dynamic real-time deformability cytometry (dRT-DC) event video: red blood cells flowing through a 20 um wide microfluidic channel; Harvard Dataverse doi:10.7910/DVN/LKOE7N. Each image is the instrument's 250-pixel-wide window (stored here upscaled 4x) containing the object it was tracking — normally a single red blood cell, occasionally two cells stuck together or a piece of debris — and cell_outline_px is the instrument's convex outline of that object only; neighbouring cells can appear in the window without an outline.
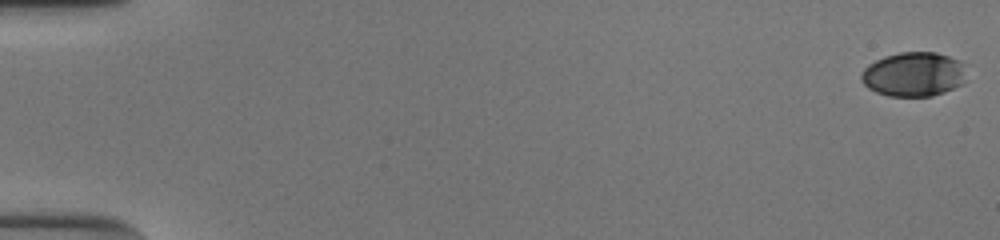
{"species": "human", "species_latin": "Homo sapiens", "temperature_condition": "cold", "stored_images_in_passage": 54, "camera_frame_rate_fps": 3000, "um_per_image_px": 0.085, "donor": {"sex": "male"}, "frame": {"image": 1, "passage_image": 1, "time_ms": 0.0, "image_size_px": [1000, 240], "cell_outline_px": [[968, 80], [964, 84], [944, 92], [932, 96], [888, 96], [876, 92], [868, 88], [860, 80], [860, 72], [868, 64], [884, 56], [900, 52], [936, 52], [960, 60], [964, 64]], "centroid_in_image_um": [77.69, 6.31], "position_along_channel_um": 7.3, "area_um2": 27.74}}
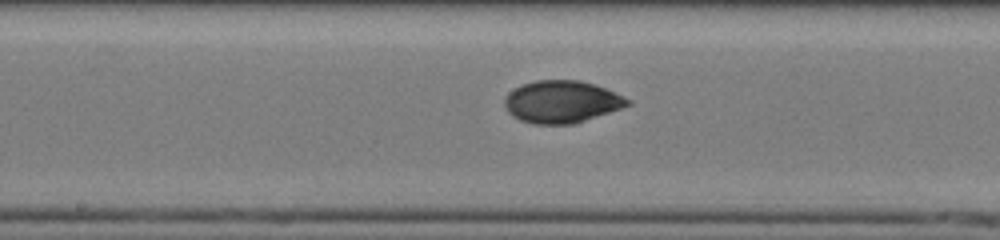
{"frame": {"image": 2, "passage_image": 30, "time_ms": 9.667, "image_size_px": [1000, 240], "cell_outline_px": [[632, 104], [572, 124], [532, 124], [520, 120], [512, 116], [508, 112], [504, 104], [504, 100], [508, 92], [520, 84], [536, 80], [580, 80], [604, 88], [624, 96], [632, 100]], "centroid_in_image_um": [47.7, 8.64], "position_along_channel_um": 200.5, "area_um2": 30.23}}
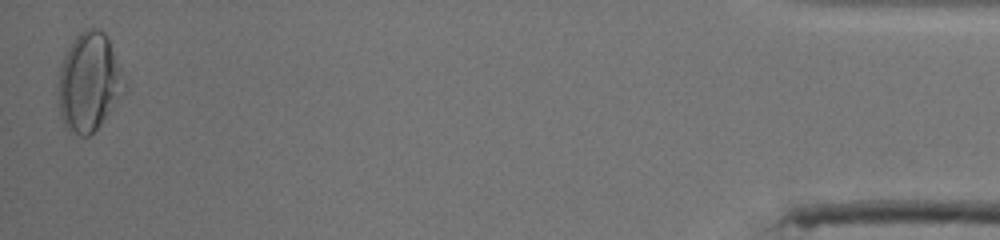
{"frame": {"image": 3, "passage_image": 54, "time_ms": 17.667, "image_size_px": [1000, 240], "cell_outline_px": [[128, 84], [124, 92], [100, 124], [88, 136], [80, 136], [68, 132], [64, 128], [60, 116], [60, 64], [72, 40], [80, 32], [88, 28], [100, 28], [108, 36]], "centroid_in_image_um": [7.59, 6.96], "position_along_channel_um": 427.6, "area_um2": 38.03}, "authors_computed_cell_mechanics": {"area_um2": 29.4491, "velocity_mm_per_s": 3.8672, "shape_relaxation_time_tau1_ms": 5.8314, "shape_relaxation_time_tau2_ms": 1.8198, "deformation_change_tau1": 0.1649, "deformation_change_tau2": 0.0493}}